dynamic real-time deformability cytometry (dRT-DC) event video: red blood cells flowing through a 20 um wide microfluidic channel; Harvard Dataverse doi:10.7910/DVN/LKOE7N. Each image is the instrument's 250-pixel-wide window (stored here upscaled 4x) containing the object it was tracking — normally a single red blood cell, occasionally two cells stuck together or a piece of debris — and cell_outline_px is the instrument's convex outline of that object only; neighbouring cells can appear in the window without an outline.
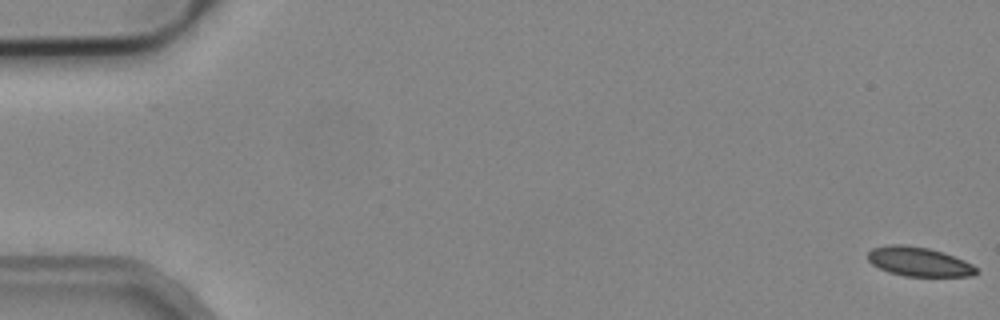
{"species": "common noctule bat (a hibernating species)", "species_latin": "Nyctalus noctula", "temperature_condition": "cold", "stored_images_in_passage": 55, "camera_frame_rate_fps": 3000, "um_per_image_px": 0.085, "animal": {"sex": "male", "body_mass_g": 19.2, "forearm_length_mm": 51.8}, "frame": {"image": 1, "passage_image": 1, "time_ms": 0.0, "image_size_px": [1000, 320], "cell_outline_px": [[980, 272], [972, 276], [904, 276], [888, 272], [872, 264], [868, 260], [868, 252], [872, 248], [888, 244], [904, 244], [928, 248], [944, 252], [964, 260], [972, 264]], "centroid_in_image_um": [78.11, 22.24], "position_along_channel_um": 6.9, "area_um2": 18.61}}
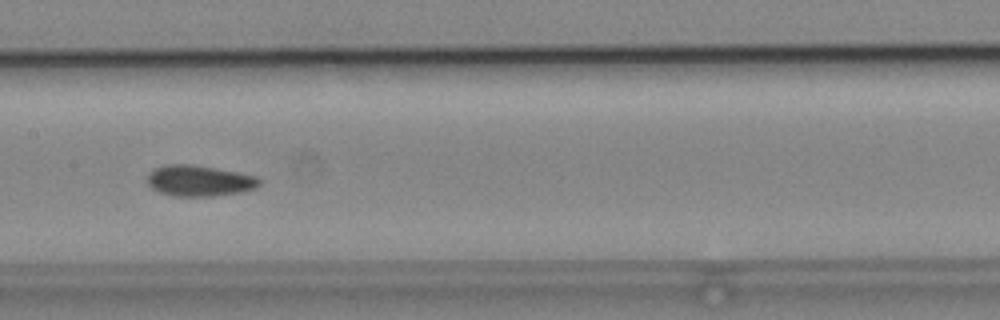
{"frame": {"image": 2, "passage_image": 28, "time_ms": 9.0, "image_size_px": [1000, 320], "cell_outline_px": [[260, 184], [256, 188], [240, 192], [212, 196], [172, 196], [160, 192], [152, 188], [148, 184], [148, 176], [156, 168], [168, 164], [192, 164], [216, 168], [256, 176], [260, 180]], "centroid_in_image_um": [16.95, 15.37], "position_along_channel_um": 190.4, "area_um2": 20.0}}
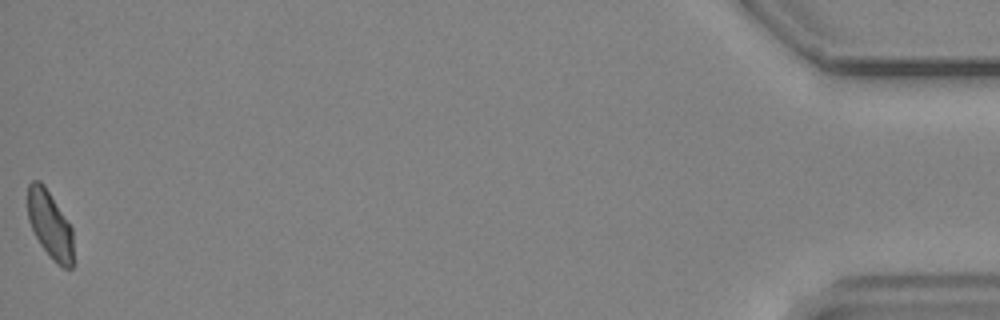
{"frame": {"image": 3, "passage_image": 55, "time_ms": 18.0, "image_size_px": [1000, 320], "cell_outline_px": [[72, 268], [64, 268], [40, 244], [28, 220], [28, 184], [32, 180], [40, 180], [44, 184], [72, 228]], "centroid_in_image_um": [4.23, 19.03], "position_along_channel_um": 431.0, "area_um2": 17.4}, "authors_computed_cell_mechanics": {"area_um2": 19.5364, "velocity_mm_per_s": 3.7916, "shape_relaxation_time_tau1_ms": null, "shape_relaxation_time_tau2_ms": 4.1921, "deformation_change_tau1": null, "deformation_change_tau2": 0.0882}}